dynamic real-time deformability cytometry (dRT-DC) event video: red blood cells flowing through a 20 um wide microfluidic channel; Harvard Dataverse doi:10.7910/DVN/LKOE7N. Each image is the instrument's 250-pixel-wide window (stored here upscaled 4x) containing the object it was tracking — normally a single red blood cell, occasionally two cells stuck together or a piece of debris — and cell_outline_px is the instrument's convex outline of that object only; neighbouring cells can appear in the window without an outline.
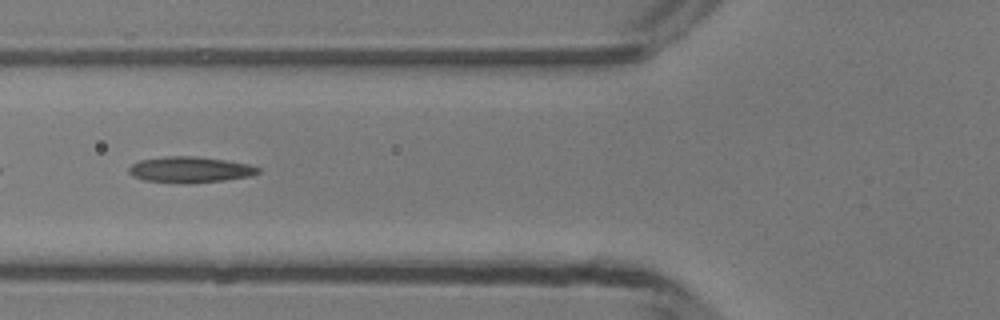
{"species": "common noctule bat (a hibernating species)", "species_latin": "Nyctalus noctula", "temperature_condition": "room temperature", "stored_images_in_passage": 41, "camera_frame_rate_fps": 3000, "um_per_image_px": 0.085, "animal": {"sex": "male", "body_mass_g": 13.3}, "frame": {"image": 1, "passage_image": 11, "time_ms": 3.333, "image_size_px": [1000, 320], "cell_outline_px": [[260, 172], [252, 176], [224, 180], [192, 184], [180, 184], [144, 180], [132, 176], [128, 172], [128, 168], [132, 164], [140, 160], [164, 156], [196, 156], [224, 160], [248, 164], [260, 168]], "centroid_in_image_um": [16.13, 14.43], "position_along_channel_um": 109.7, "area_um2": 19.83}}
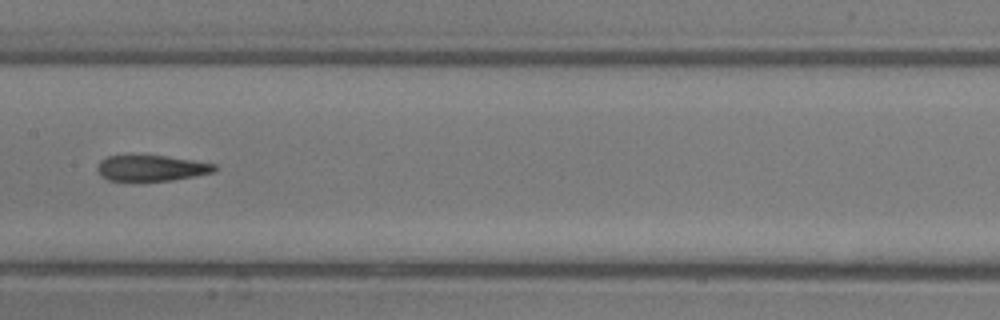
{"frame": {"image": 2, "passage_image": 17, "time_ms": 5.333, "image_size_px": [1000, 320], "cell_outline_px": [[216, 172], [196, 176], [172, 180], [108, 180], [96, 168], [100, 160], [108, 156], [164, 156], [192, 160], [216, 164]], "centroid_in_image_um": [12.92, 14.28], "position_along_channel_um": 194.5, "area_um2": 17.28}}
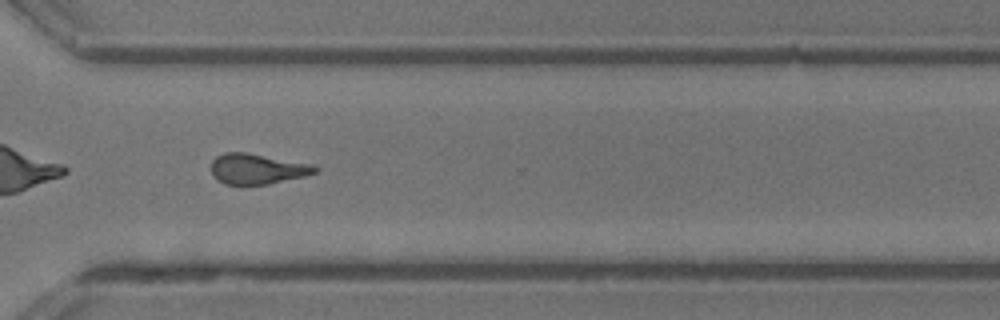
{"frame": {"image": 3, "passage_image": 28, "time_ms": 9.0, "image_size_px": [1000, 320], "cell_outline_px": [[320, 168], [316, 172], [304, 176], [268, 184], [224, 184], [212, 176], [212, 160], [216, 156], [224, 152], [244, 152], [312, 164]], "centroid_in_image_um": [21.85, 14.35], "position_along_channel_um": 348.8, "area_um2": 18.26}, "authors_computed_cell_mechanics": {"area_um2": 18.5538, "velocity_mm_per_s": 4.229, "shape_relaxation_time_tau1_ms": null, "shape_relaxation_time_tau2_ms": 3.1849, "deformation_change_tau1": null, "deformation_change_tau2": 0.1371}}